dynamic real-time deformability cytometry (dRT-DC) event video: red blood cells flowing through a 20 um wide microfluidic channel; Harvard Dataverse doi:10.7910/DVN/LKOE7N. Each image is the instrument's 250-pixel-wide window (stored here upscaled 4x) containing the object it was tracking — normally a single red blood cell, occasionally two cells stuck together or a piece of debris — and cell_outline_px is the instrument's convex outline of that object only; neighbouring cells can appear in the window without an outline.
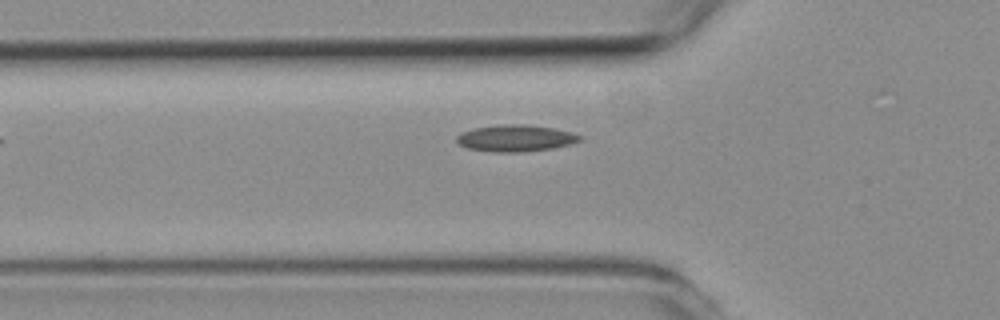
{"species": "common noctule bat (a hibernating species)", "species_latin": "Nyctalus noctula", "temperature_condition": "room temperature", "stored_images_in_passage": 3, "camera_frame_rate_fps": 3000, "um_per_image_px": 0.085, "animal": {"sex": "female", "body_mass_g": 19.3, "forearm_length_mm": 54.1}, "frame": {"image": 1, "passage_image": 3, "time_ms": 2.667, "image_size_px": [1000, 320], "cell_outline_px": [[580, 140], [568, 144], [552, 148], [520, 152], [492, 152], [468, 148], [460, 144], [456, 140], [456, 136], [460, 132], [472, 128], [496, 124], [524, 124], [552, 128], [572, 132], [580, 136]], "centroid_in_image_um": [43.75, 11.73], "position_along_channel_um": 82.1, "area_um2": 19.07}}